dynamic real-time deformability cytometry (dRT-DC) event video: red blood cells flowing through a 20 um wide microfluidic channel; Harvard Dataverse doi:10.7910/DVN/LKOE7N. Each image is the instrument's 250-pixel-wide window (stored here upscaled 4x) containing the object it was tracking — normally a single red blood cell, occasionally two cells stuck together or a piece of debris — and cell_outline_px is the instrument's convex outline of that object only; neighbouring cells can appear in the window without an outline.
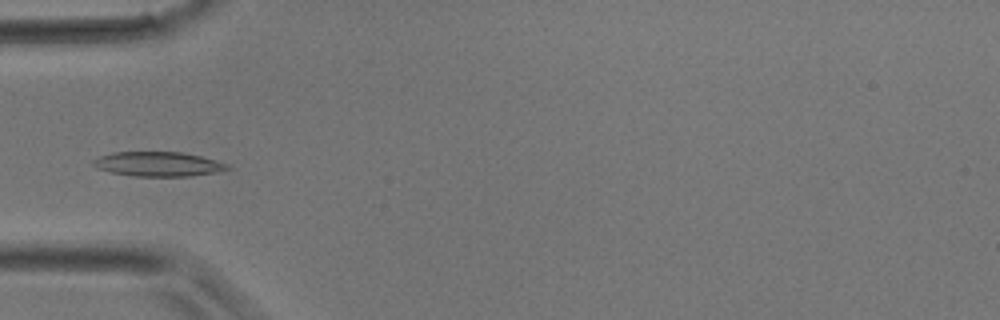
{"species": "common noctule bat (a hibernating species)", "species_latin": "Nyctalus noctula", "temperature_condition": "room temperature", "stored_images_in_passage": 17, "camera_frame_rate_fps": 3000, "um_per_image_px": 0.085, "animal": {"sex": "male", "body_mass_g": 17.9}, "frame": {"image": 1, "passage_image": 12, "time_ms": 3.667, "image_size_px": [1000, 320], "cell_outline_px": [[232, 168], [216, 172], [192, 176], [132, 176], [112, 172], [96, 168], [92, 164], [92, 160], [100, 156], [112, 152], [180, 152], [200, 156], [228, 164]], "centroid_in_image_um": [13.42, 13.95], "position_along_channel_um": 71.6, "area_um2": 19.13}}